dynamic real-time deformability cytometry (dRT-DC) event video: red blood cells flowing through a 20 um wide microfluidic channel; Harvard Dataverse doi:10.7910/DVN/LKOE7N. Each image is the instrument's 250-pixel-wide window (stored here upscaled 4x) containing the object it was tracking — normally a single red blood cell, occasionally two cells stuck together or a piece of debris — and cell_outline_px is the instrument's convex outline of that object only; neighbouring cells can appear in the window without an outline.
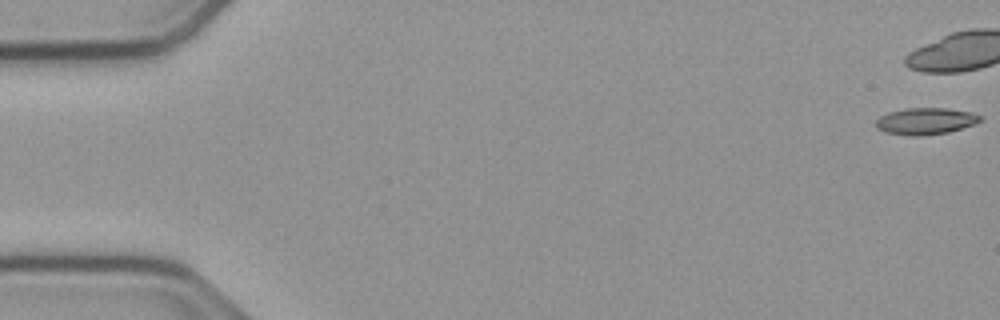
{"species": "common noctule bat (a hibernating species)", "species_latin": "Nyctalus noctula", "temperature_condition": "cold", "stored_images_in_passage": 11, "camera_frame_rate_fps": 3000, "um_per_image_px": 0.085, "animal": {"sex": "male", "body_mass_g": 23.1, "forearm_length_mm": 52.7}, "frame": {"image": 1, "passage_image": 1, "time_ms": 0.0, "image_size_px": [1000, 320], "cell_outline_px": [[984, 120], [976, 124], [948, 132], [920, 136], [912, 136], [884, 132], [876, 128], [876, 120], [880, 116], [888, 112], [904, 108], [948, 108], [972, 112], [980, 116]], "centroid_in_image_um": [78.68, 10.29], "position_along_channel_um": 6.3, "area_um2": 16.42}}